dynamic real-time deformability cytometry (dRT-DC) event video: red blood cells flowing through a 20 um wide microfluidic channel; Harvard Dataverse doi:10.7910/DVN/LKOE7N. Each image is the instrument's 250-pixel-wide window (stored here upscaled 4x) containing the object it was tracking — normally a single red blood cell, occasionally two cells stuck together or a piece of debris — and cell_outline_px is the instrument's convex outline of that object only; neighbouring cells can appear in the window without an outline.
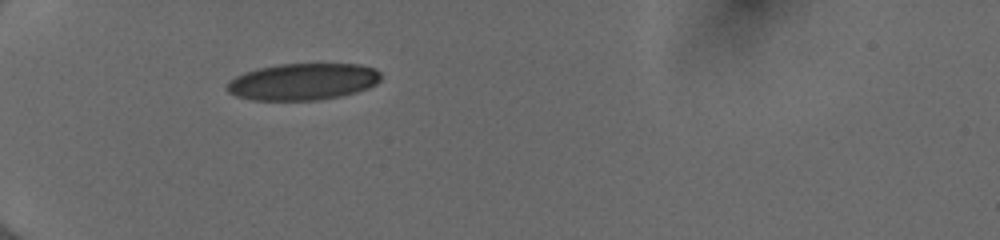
{"species": "human", "species_latin": "Homo sapiens", "temperature_condition": "cold", "stored_images_in_passage": 35, "camera_frame_rate_fps": 3000, "um_per_image_px": 0.085, "donor": {"sex": "female"}, "frame": {"image": 1, "passage_image": 1, "time_ms": 0.0, "image_size_px": [1000, 240], "cell_outline_px": [[380, 80], [376, 84], [368, 88], [356, 92], [340, 96], [320, 100], [252, 100], [236, 96], [228, 92], [224, 88], [236, 76], [244, 72], [256, 68], [280, 64], [360, 64], [376, 68], [380, 72]], "centroid_in_image_um": [25.75, 6.94], "position_along_channel_um": 59.3, "area_um2": 33.12}}
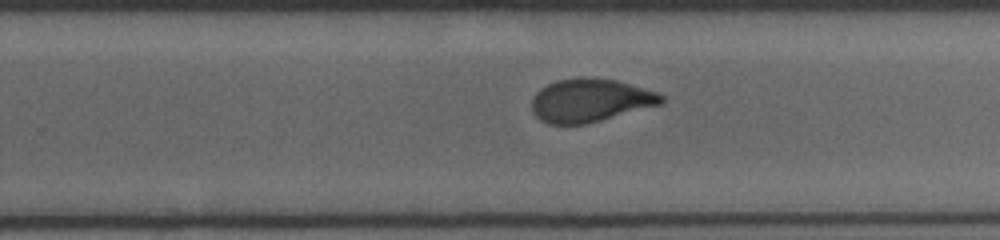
{"frame": {"image": 2, "passage_image": 19, "time_ms": 6.0, "image_size_px": [1000, 240], "cell_outline_px": [[664, 100], [660, 104], [600, 120], [584, 124], [548, 124], [540, 120], [532, 112], [532, 96], [540, 88], [556, 80], [580, 76], [592, 76], [616, 80], [660, 92], [664, 96]], "centroid_in_image_um": [50.14, 8.5], "position_along_channel_um": 279.7, "area_um2": 32.89}}
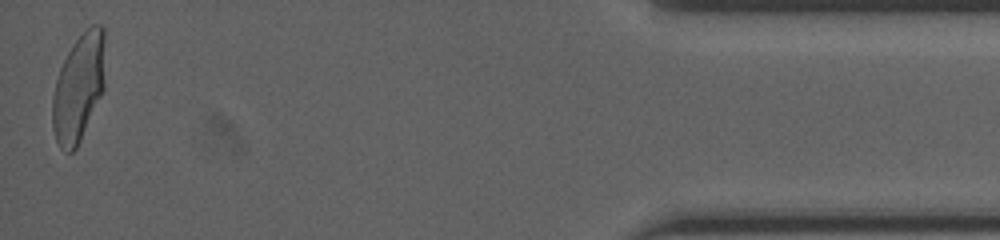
{"frame": {"image": 3, "passage_image": 35, "time_ms": 11.333, "image_size_px": [1000, 240], "cell_outline_px": [[104, 88], [80, 140], [76, 148], [72, 152], [64, 152], [60, 148], [56, 140], [52, 128], [52, 96], [56, 80], [60, 68], [72, 44], [92, 24], [100, 24], [104, 28]], "centroid_in_image_um": [6.67, 7.46], "position_along_channel_um": 428.5, "area_um2": 32.83}, "authors_computed_cell_mechanics": {"area_um2": 33.4662, "velocity_mm_per_s": 4.0049, "shape_relaxation_time_tau1_ms": 4.5955, "shape_relaxation_time_tau2_ms": 0.6946, "deformation_change_tau1": 0.1683, "deformation_change_tau2": 0.0543}}